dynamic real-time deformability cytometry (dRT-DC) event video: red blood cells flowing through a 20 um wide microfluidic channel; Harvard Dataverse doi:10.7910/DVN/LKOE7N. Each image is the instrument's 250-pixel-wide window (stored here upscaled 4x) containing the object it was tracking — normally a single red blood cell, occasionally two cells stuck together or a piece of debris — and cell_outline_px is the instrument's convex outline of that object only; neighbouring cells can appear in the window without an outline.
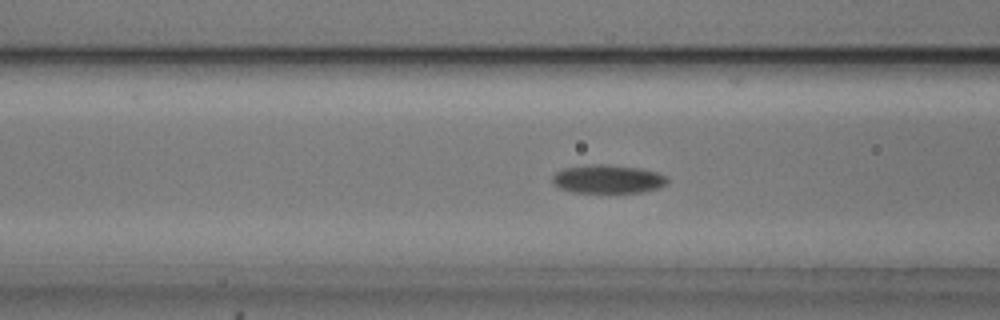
{"species": "common noctule bat (a hibernating species)", "species_latin": "Nyctalus noctula", "temperature_condition": "cold", "stored_images_in_passage": 46, "camera_frame_rate_fps": 3000, "um_per_image_px": 0.085, "animal": {"sex": "male", "body_mass_g": 20.5, "forearm_length_mm": 52.5}, "frame": {"image": 1, "passage_image": 12, "time_ms": 3.667, "image_size_px": [1000, 320], "cell_outline_px": [[668, 184], [656, 188], [640, 192], [572, 192], [560, 188], [552, 180], [552, 176], [556, 172], [564, 168], [592, 164], [608, 164], [640, 168], [656, 172], [664, 176], [668, 180]], "centroid_in_image_um": [51.66, 15.21], "position_along_channel_um": 114.9, "area_um2": 18.9}}
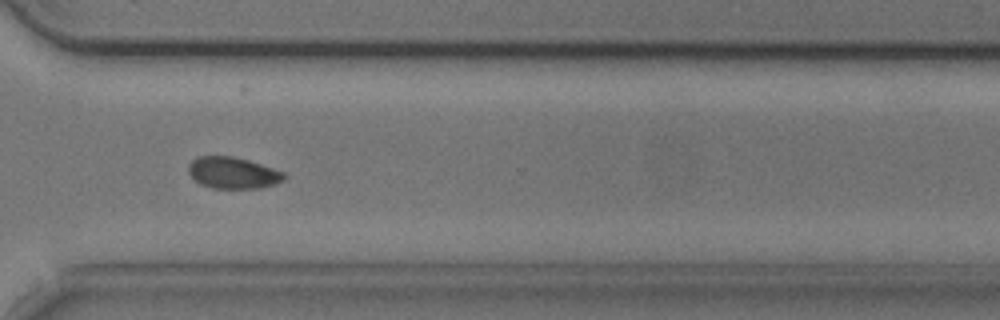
{"frame": {"image": 2, "passage_image": 31, "time_ms": 10.0, "image_size_px": [1000, 320], "cell_outline_px": [[288, 176], [284, 180], [260, 188], [212, 188], [200, 184], [188, 172], [188, 164], [192, 160], [200, 156], [232, 156], [248, 160], [284, 172]], "centroid_in_image_um": [19.79, 14.69], "position_along_channel_um": 350.8, "area_um2": 17.46}}
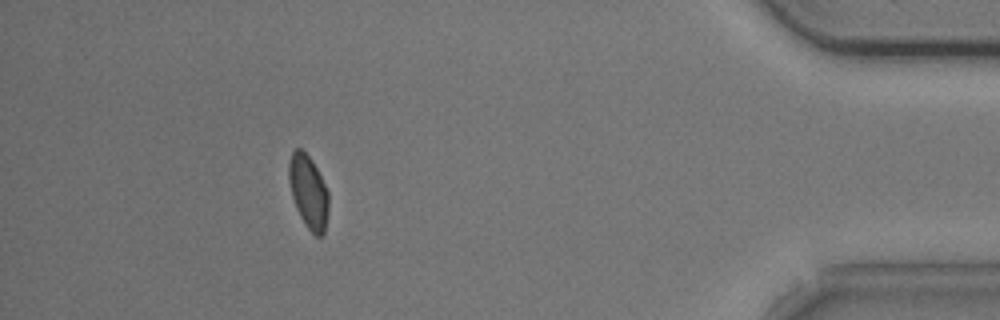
{"frame": {"image": 3, "passage_image": 40, "time_ms": 13.0, "image_size_px": [1000, 320], "cell_outline_px": [[328, 212], [324, 232], [320, 236], [316, 236], [308, 228], [300, 216], [296, 208], [292, 196], [288, 180], [288, 164], [292, 152], [296, 148], [300, 148], [312, 160], [328, 192]], "centroid_in_image_um": [26.2, 16.29], "position_along_channel_um": 409.0, "area_um2": 16.76}, "authors_computed_cell_mechanics": {"area_um2": 18.0336, "velocity_mm_per_s": 3.724, "shape_relaxation_time_tau1_ms": 3.4841, "shape_relaxation_time_tau2_ms": 9.1257, "deformation_change_tau1": 0.1028, "deformation_change_tau2": 0.0865}}